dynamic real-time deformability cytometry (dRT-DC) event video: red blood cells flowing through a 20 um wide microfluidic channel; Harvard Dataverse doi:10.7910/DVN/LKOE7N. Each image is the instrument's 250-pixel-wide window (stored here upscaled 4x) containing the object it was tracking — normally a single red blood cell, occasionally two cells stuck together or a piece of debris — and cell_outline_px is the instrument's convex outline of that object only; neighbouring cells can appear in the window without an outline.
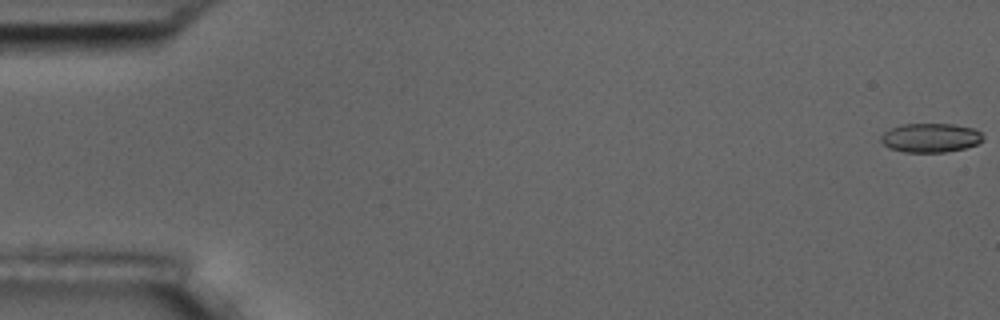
{"species": "common noctule bat (a hibernating species)", "species_latin": "Nyctalus noctula", "temperature_condition": "room temperature", "stored_images_in_passage": 57, "camera_frame_rate_fps": 3000, "um_per_image_px": 0.085, "animal": {"sex": "male", "body_mass_g": 17.5, "forearm_length_mm": 52.3}, "frame": {"image": 1, "passage_image": 1, "time_ms": 0.0, "image_size_px": [1000, 320], "cell_outline_px": [[984, 140], [976, 144], [964, 148], [944, 152], [904, 152], [888, 148], [880, 140], [880, 136], [884, 132], [900, 124], [956, 124], [972, 128], [980, 132], [984, 136]], "centroid_in_image_um": [79.08, 11.71], "position_along_channel_um": 5.9, "area_um2": 17.34}}
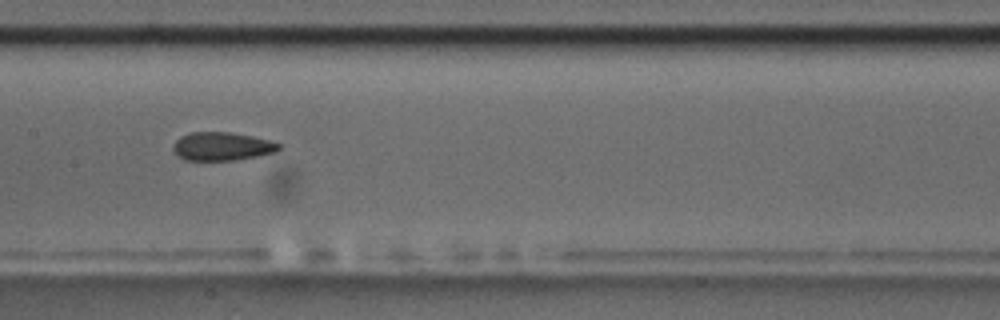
{"frame": {"image": 2, "passage_image": 29, "time_ms": 9.333, "image_size_px": [1000, 320], "cell_outline_px": [[280, 148], [276, 152], [260, 156], [236, 160], [184, 160], [172, 148], [172, 144], [180, 136], [192, 132], [228, 132], [252, 136], [268, 140], [280, 144]], "centroid_in_image_um": [18.87, 12.44], "position_along_channel_um": 188.5, "area_um2": 17.46}}
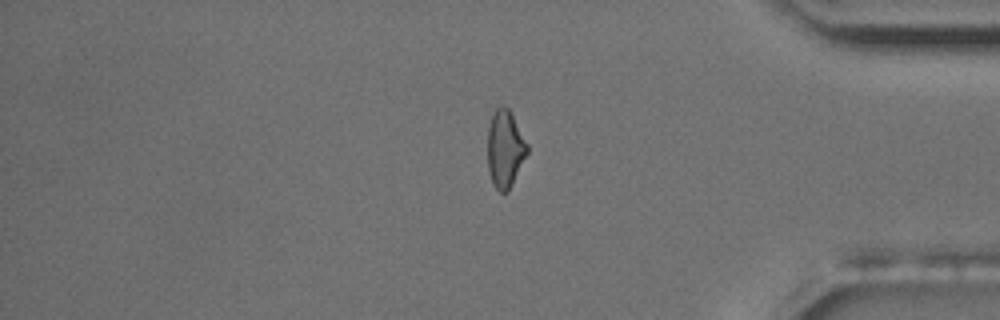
{"frame": {"image": 3, "passage_image": 48, "time_ms": 15.667, "image_size_px": [1000, 320], "cell_outline_px": [[528, 152], [508, 192], [500, 192], [492, 184], [488, 172], [488, 128], [492, 112], [496, 108], [508, 108], [528, 144]], "centroid_in_image_um": [42.91, 12.69], "position_along_channel_um": 392.3, "area_um2": 17.74}, "authors_computed_cell_mechanics": {"area_um2": 17.9758, "velocity_mm_per_s": 3.5921, "shape_relaxation_time_tau1_ms": null, "shape_relaxation_time_tau2_ms": 2.8326, "deformation_change_tau1": null, "deformation_change_tau2": 0.0869}}